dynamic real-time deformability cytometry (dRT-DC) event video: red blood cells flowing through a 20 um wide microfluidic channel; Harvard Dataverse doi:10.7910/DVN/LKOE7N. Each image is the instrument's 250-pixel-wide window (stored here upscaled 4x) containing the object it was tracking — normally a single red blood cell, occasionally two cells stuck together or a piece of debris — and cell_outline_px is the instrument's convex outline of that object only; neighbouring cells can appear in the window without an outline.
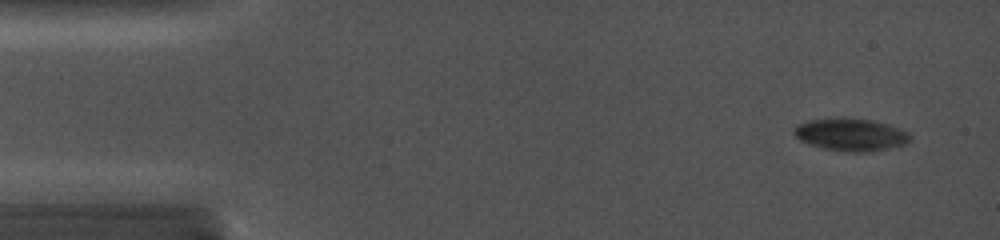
{"species": "common noctule bat (a hibernating species)", "species_latin": "Nyctalus noctula", "temperature_condition": "cold", "stored_images_in_passage": 13, "camera_frame_rate_fps": 5000, "um_per_image_px": 0.085, "animal": {"sex": "female", "body_mass_g": 19.0, "forearm_length_mm": 56.7}, "frame": {"image": 1, "passage_image": 4, "time_ms": 0.8, "image_size_px": [1000, 240], "cell_outline_px": [[912, 136], [904, 144], [868, 152], [844, 152], [824, 148], [808, 144], [800, 140], [792, 132], [796, 124], [808, 120], [844, 116], [872, 120], [888, 124], [900, 128], [908, 132]], "centroid_in_image_um": [72.27, 11.41], "position_along_channel_um": 12.7, "area_um2": 22.31}}
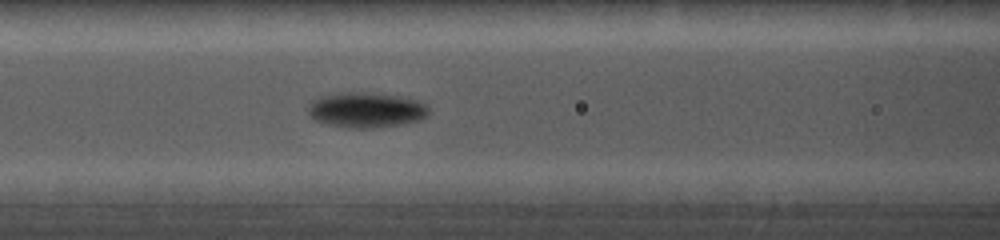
{"frame": {"image": 2, "passage_image": 13, "time_ms": 6.6, "image_size_px": [1000, 240], "cell_outline_px": [[428, 116], [420, 120], [404, 124], [372, 128], [348, 128], [328, 124], [316, 120], [308, 116], [308, 104], [312, 100], [320, 96], [340, 92], [364, 92], [396, 96], [416, 100], [428, 104]], "centroid_in_image_um": [31.11, 9.35], "position_along_channel_um": 135.5, "area_um2": 24.97}}